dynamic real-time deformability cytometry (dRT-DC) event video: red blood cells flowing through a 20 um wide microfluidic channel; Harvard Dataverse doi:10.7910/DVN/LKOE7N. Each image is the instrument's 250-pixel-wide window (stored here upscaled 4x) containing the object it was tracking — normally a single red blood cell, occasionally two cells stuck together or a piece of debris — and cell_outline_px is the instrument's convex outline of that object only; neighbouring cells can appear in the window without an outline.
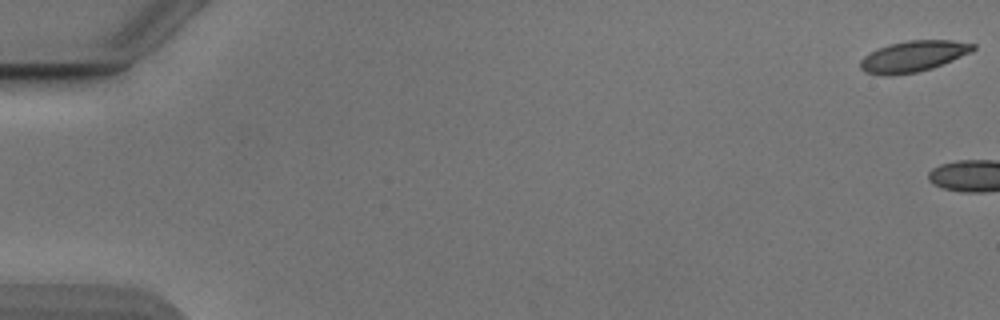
{"species": "Egyptian fruit bat (a non-hibernating species)", "species_latin": "Rousettus aegyptiacus", "temperature_condition": "cold", "stored_images_in_passage": 11, "camera_frame_rate_fps": 3000, "um_per_image_px": 0.085, "animal": {"sex": "male"}, "frame": {"image": 1, "passage_image": 1, "time_ms": 0.0, "image_size_px": [1000, 320], "cell_outline_px": [[976, 48], [972, 52], [932, 68], [916, 72], [892, 76], [884, 76], [864, 72], [860, 68], [860, 60], [864, 56], [888, 44], [908, 40], [952, 40], [976, 44]], "centroid_in_image_um": [77.63, 4.79], "position_along_channel_um": 7.4, "area_um2": 20.4}}